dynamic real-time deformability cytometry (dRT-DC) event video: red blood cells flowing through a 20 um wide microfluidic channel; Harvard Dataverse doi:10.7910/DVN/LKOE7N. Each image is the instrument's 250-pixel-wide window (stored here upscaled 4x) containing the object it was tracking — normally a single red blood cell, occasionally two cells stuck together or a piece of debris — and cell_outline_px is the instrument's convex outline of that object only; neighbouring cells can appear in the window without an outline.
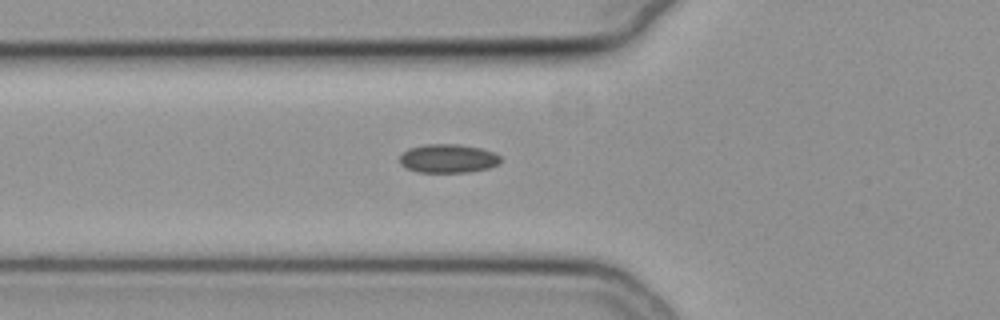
{"species": "common noctule bat (a hibernating species)", "species_latin": "Nyctalus noctula", "temperature_condition": "cold", "stored_images_in_passage": 37, "camera_frame_rate_fps": 3000, "um_per_image_px": 0.085, "animal": {"sex": "female", "body_mass_g": 19.3, "forearm_length_mm": 54.1}, "frame": {"image": 1, "passage_image": 2, "time_ms": 0.333, "image_size_px": [1000, 320], "cell_outline_px": [[500, 164], [488, 168], [468, 172], [416, 172], [404, 168], [400, 164], [400, 156], [408, 148], [428, 144], [456, 144], [480, 148], [492, 152], [500, 156]], "centroid_in_image_um": [38.06, 13.48], "position_along_channel_um": 87.7, "area_um2": 16.88}}
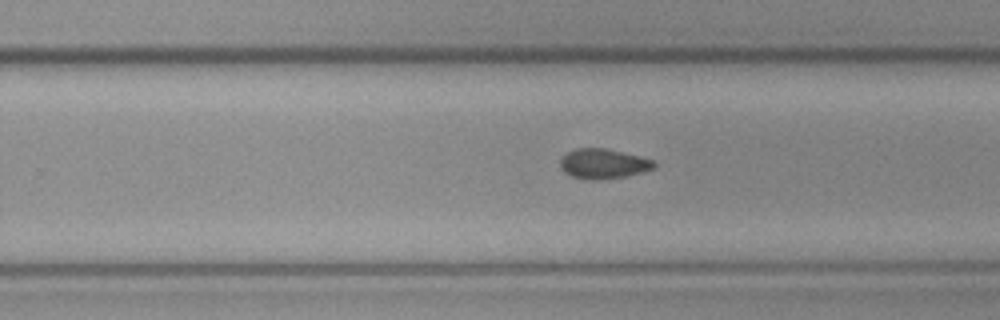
{"frame": {"image": 2, "passage_image": 17, "time_ms": 5.333, "image_size_px": [1000, 320], "cell_outline_px": [[656, 168], [628, 176], [600, 180], [588, 180], [572, 176], [564, 172], [560, 168], [560, 160], [568, 152], [576, 148], [604, 148], [640, 156], [652, 160], [656, 164]], "centroid_in_image_um": [51.28, 13.93], "position_along_channel_um": 278.5, "area_um2": 16.42}}
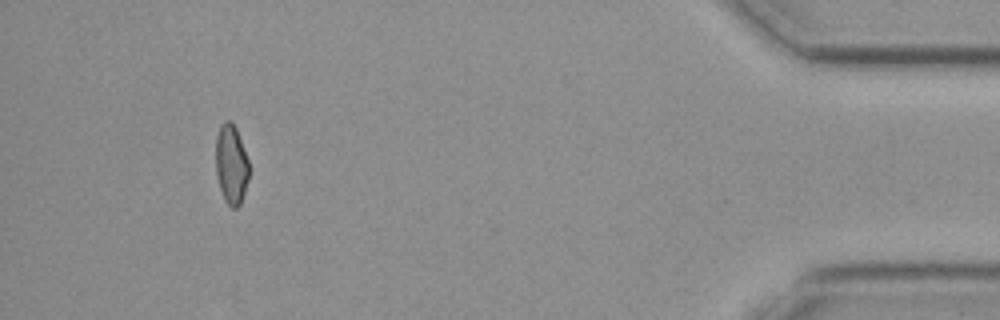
{"frame": {"image": 3, "passage_image": 33, "time_ms": 10.667, "image_size_px": [1000, 320], "cell_outline_px": [[248, 180], [240, 204], [236, 208], [232, 208], [224, 200], [216, 176], [216, 136], [220, 124], [224, 120], [228, 120], [236, 128], [248, 160]], "centroid_in_image_um": [19.63, 13.96], "position_along_channel_um": 415.6, "area_um2": 15.32}, "authors_computed_cell_mechanics": {"area_um2": 16.184, "velocity_mm_per_s": 3.817, "shape_relaxation_time_tau1_ms": null, "shape_relaxation_time_tau2_ms": 6.76, "deformation_change_tau1": null, "deformation_change_tau2": 0.0891}}